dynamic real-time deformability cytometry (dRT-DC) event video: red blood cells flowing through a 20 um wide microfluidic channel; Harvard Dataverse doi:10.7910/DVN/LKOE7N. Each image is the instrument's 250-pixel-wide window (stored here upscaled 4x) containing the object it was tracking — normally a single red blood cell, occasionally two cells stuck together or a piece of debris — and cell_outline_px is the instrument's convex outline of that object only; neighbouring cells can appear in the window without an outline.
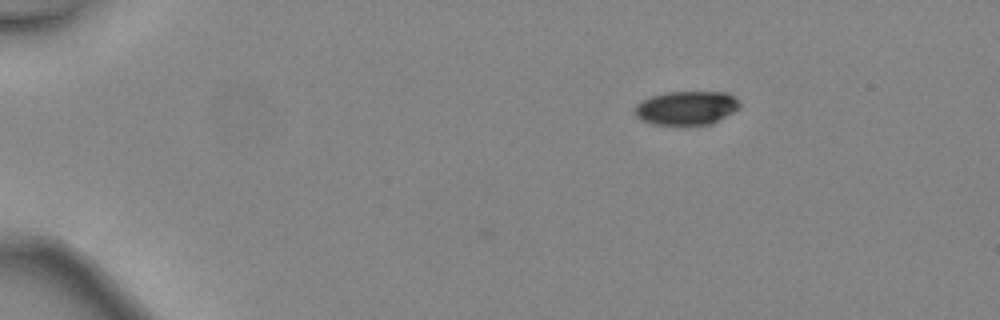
{"species": "common noctule bat (a hibernating species)", "species_latin": "Nyctalus noctula", "temperature_condition": "warm", "stored_images_in_passage": 4, "camera_frame_rate_fps": 3000, "um_per_image_px": 0.085, "animal": {"sex": "female", "body_mass_g": 24.6, "forearm_length_mm": 56.2}, "frame": {"image": 1, "passage_image": 1, "time_ms": 0.0, "image_size_px": [1000, 320], "cell_outline_px": [[740, 108], [712, 124], [652, 124], [640, 120], [636, 116], [636, 104], [652, 96], [668, 92], [728, 92], [740, 104]], "centroid_in_image_um": [58.36, 9.17], "position_along_channel_um": 26.6, "area_um2": 20.4}}